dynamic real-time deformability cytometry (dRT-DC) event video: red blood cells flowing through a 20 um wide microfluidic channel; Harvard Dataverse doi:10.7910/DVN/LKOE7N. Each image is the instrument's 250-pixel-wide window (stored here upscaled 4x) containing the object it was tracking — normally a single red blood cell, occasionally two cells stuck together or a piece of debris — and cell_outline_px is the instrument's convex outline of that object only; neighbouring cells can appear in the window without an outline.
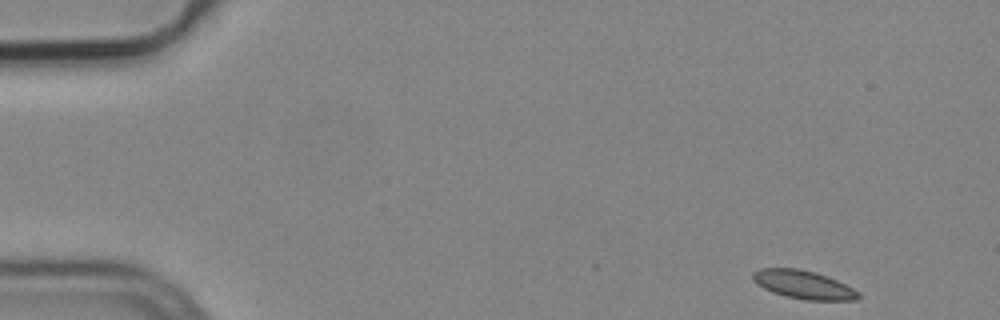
{"species": "common noctule bat (a hibernating species)", "species_latin": "Nyctalus noctula", "temperature_condition": "cold", "stored_images_in_passage": 3, "camera_frame_rate_fps": 3000, "um_per_image_px": 0.085, "animal": {"sex": "male", "body_mass_g": 19.2, "forearm_length_mm": 51.8}, "frame": {"image": 1, "passage_image": 1, "time_ms": 0.0, "image_size_px": [1000, 320], "cell_outline_px": [[860, 296], [856, 300], [804, 300], [772, 292], [756, 284], [752, 280], [752, 272], [760, 268], [796, 268], [816, 272], [828, 276], [860, 292]], "centroid_in_image_um": [68.27, 24.19], "position_along_channel_um": 16.7, "area_um2": 17.46}}